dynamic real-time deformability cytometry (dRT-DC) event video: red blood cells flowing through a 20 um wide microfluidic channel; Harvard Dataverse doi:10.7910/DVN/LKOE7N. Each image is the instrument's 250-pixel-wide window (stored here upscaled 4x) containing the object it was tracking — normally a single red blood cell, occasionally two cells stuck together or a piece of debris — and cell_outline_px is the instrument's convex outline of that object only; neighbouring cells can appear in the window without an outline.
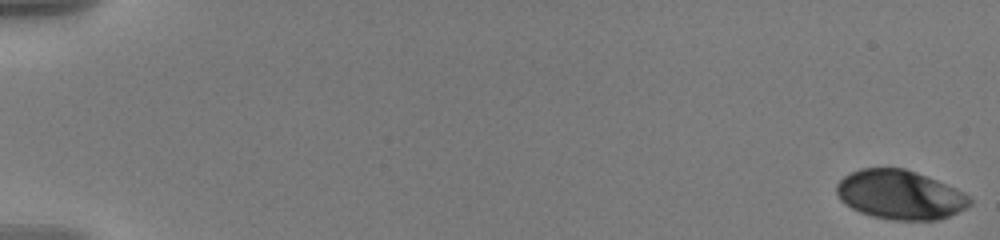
{"species": "human", "species_latin": "Homo sapiens", "temperature_condition": "warm", "stored_images_in_passage": 14, "camera_frame_rate_fps": 3000, "um_per_image_px": 0.085, "donor": {"sex": "male"}, "frame": {"image": 1, "passage_image": 1, "time_ms": 0.0, "image_size_px": [1000, 240], "cell_outline_px": [[972, 204], [948, 216], [936, 220], [892, 220], [872, 216], [860, 212], [852, 208], [840, 200], [836, 192], [836, 184], [844, 176], [860, 168], [904, 168], [916, 172], [956, 188], [964, 192], [972, 200]], "centroid_in_image_um": [76.48, 16.55], "position_along_channel_um": 8.5, "area_um2": 38.03}}